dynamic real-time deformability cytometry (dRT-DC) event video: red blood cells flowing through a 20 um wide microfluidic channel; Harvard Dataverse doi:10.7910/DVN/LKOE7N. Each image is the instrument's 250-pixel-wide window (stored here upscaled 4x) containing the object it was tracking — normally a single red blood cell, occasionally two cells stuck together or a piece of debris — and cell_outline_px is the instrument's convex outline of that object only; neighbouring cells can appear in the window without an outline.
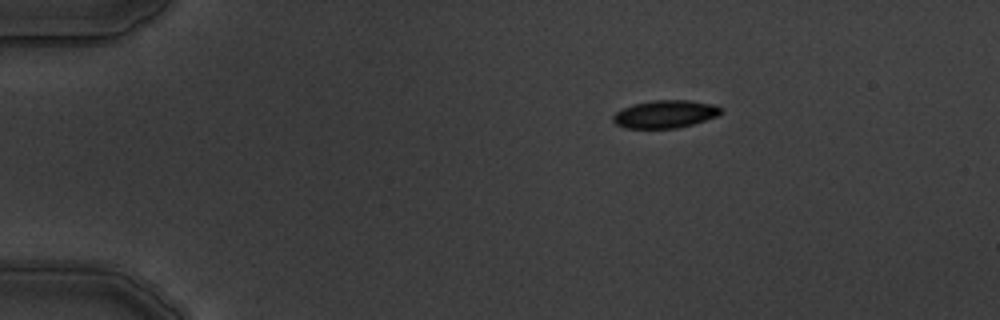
{"species": "common noctule bat (a hibernating species)", "species_latin": "Nyctalus noctula", "temperature_condition": "warm", "stored_images_in_passage": 2, "camera_frame_rate_fps": 3000, "um_per_image_px": 0.085, "animal": {"sex": "male", "body_mass_g": 19.5, "forearm_length_mm": 54.6}, "frame": {"image": 1, "passage_image": 2, "time_ms": 2.0, "image_size_px": [1000, 320], "cell_outline_px": [[724, 108], [716, 116], [692, 124], [676, 128], [624, 128], [616, 124], [612, 120], [612, 116], [616, 112], [632, 104], [652, 100], [688, 100], [716, 104]], "centroid_in_image_um": [56.53, 9.69], "position_along_channel_um": 28.5, "area_um2": 17.46}}